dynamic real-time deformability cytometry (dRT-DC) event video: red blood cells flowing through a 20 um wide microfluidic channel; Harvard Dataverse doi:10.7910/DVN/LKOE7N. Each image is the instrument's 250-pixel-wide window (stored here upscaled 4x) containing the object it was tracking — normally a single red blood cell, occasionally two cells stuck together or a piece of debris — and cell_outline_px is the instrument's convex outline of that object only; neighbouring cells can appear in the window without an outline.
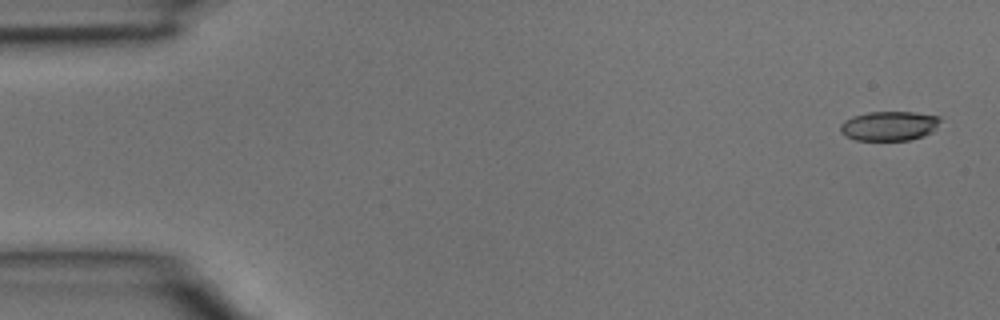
{"species": "common noctule bat (a hibernating species)", "species_latin": "Nyctalus noctula", "temperature_condition": "room temperature", "stored_images_in_passage": 4, "camera_frame_rate_fps": 3000, "um_per_image_px": 0.085, "animal": {"sex": "male", "body_mass_g": 15.6}, "frame": {"image": 1, "passage_image": 1, "time_ms": 0.0, "image_size_px": [1000, 320], "cell_outline_px": [[940, 120], [936, 128], [932, 132], [924, 136], [908, 140], [856, 140], [844, 136], [840, 132], [840, 124], [844, 120], [852, 116], [868, 112], [912, 112], [940, 116]], "centroid_in_image_um": [75.55, 10.7], "position_along_channel_um": 9.4, "area_um2": 17.28}}
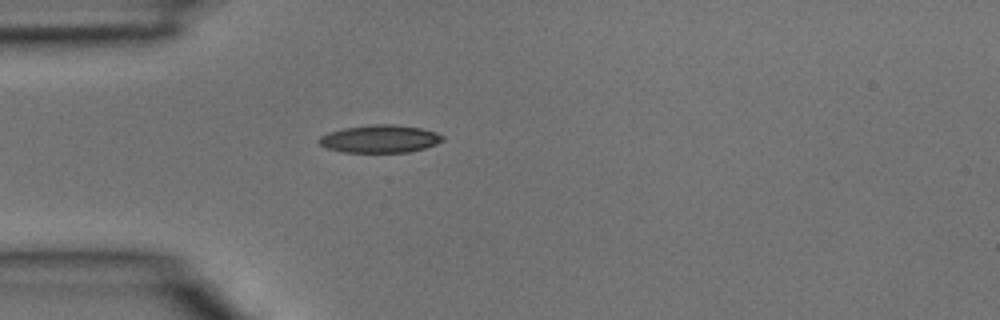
{"frame": {"image": 2, "passage_image": 4, "time_ms": 1.0, "image_size_px": [1000, 320], "cell_outline_px": [[444, 140], [436, 144], [424, 148], [408, 152], [344, 152], [328, 148], [320, 144], [316, 140], [320, 136], [328, 132], [344, 128], [376, 124], [392, 124], [420, 128], [436, 132], [444, 136]], "centroid_in_image_um": [32.29, 11.8], "position_along_channel_um": 52.7, "area_um2": 19.88}}